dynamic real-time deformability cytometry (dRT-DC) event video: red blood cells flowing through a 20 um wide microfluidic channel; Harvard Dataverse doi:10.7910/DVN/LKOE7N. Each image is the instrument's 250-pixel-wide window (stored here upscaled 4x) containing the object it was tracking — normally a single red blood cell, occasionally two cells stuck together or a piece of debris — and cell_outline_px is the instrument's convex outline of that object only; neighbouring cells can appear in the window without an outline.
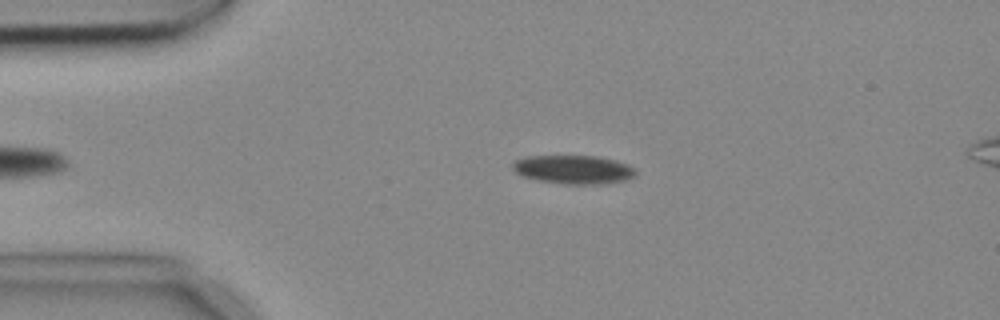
{"species": "common noctule bat (a hibernating species)", "species_latin": "Nyctalus noctula", "temperature_condition": "cold", "stored_images_in_passage": 3, "camera_frame_rate_fps": 3000, "um_per_image_px": 0.085, "animal": {"sex": "female", "body_mass_g": 18.4}, "frame": {"image": 1, "passage_image": 2, "time_ms": 0.333, "image_size_px": [1000, 320], "cell_outline_px": [[636, 172], [632, 176], [624, 180], [596, 184], [560, 184], [540, 180], [524, 176], [516, 172], [512, 168], [512, 164], [516, 160], [528, 156], [596, 156], [628, 164]], "centroid_in_image_um": [48.7, 14.4], "position_along_channel_um": 36.3, "area_um2": 20.11}}